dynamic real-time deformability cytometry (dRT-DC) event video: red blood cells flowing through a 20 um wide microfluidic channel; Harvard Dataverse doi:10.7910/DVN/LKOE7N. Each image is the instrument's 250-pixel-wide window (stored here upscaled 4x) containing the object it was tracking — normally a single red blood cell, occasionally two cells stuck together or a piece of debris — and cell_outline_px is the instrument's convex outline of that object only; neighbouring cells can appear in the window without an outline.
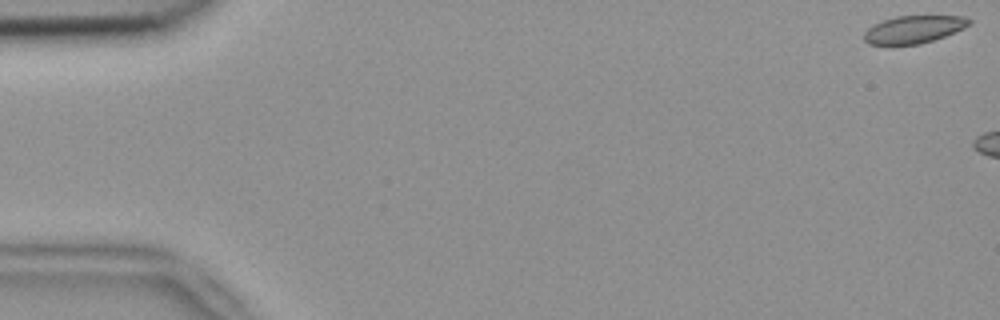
{"species": "common noctule bat (a hibernating species)", "species_latin": "Nyctalus noctula", "temperature_condition": "room temperature", "stored_images_in_passage": 5, "camera_frame_rate_fps": 3000, "um_per_image_px": 0.085, "animal": {"sex": "female", "body_mass_g": 18.4}, "frame": {"image": 1, "passage_image": 1, "time_ms": 0.0, "image_size_px": [1000, 320], "cell_outline_px": [[972, 24], [964, 28], [944, 36], [920, 44], [892, 48], [868, 44], [864, 40], [864, 32], [872, 24], [896, 16], [960, 16], [972, 20]], "centroid_in_image_um": [77.58, 2.55], "position_along_channel_um": 7.4, "area_um2": 17.51}}